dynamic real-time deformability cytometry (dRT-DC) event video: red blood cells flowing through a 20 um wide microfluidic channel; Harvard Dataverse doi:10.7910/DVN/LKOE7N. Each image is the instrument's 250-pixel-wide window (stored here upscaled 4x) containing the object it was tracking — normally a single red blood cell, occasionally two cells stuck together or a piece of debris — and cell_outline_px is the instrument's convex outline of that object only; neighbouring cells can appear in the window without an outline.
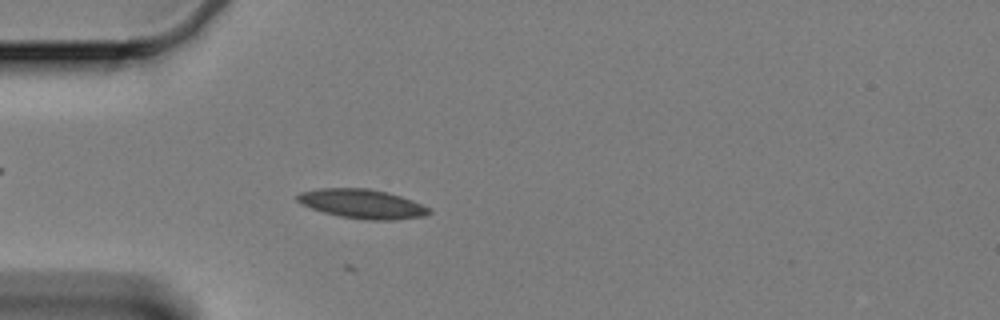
{"species": "Egyptian fruit bat (a non-hibernating species)", "species_latin": "Rousettus aegyptiacus", "temperature_condition": "cold", "stored_images_in_passage": 24, "camera_frame_rate_fps": 3000, "um_per_image_px": 0.085, "animal": {"sex": "female"}, "frame": {"image": 1, "passage_image": 11, "time_ms": 3.333, "image_size_px": [1000, 320], "cell_outline_px": [[432, 212], [424, 216], [392, 220], [368, 220], [340, 216], [324, 212], [300, 204], [296, 200], [296, 196], [300, 192], [320, 188], [368, 188], [388, 192], [412, 200], [428, 208]], "centroid_in_image_um": [30.76, 17.32], "position_along_channel_um": 54.2, "area_um2": 22.31}}
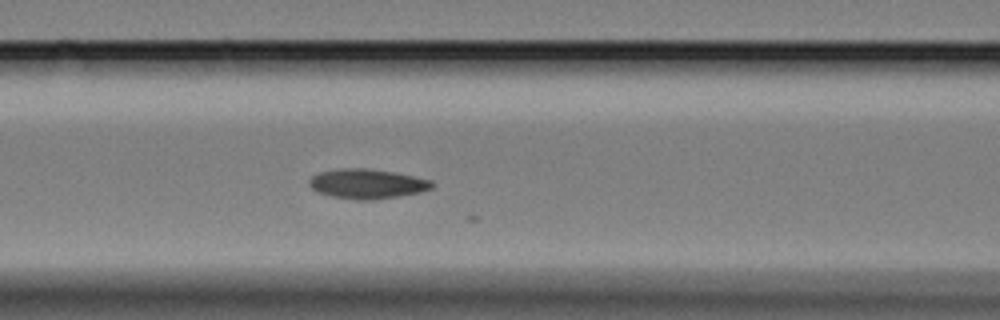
{"frame": {"image": 2, "passage_image": 19, "time_ms": 6.0, "image_size_px": [1000, 320], "cell_outline_px": [[436, 184], [432, 188], [420, 192], [400, 196], [372, 200], [356, 200], [332, 196], [316, 192], [308, 184], [308, 180], [312, 176], [320, 172], [340, 168], [364, 168], [392, 172], [432, 180]], "centroid_in_image_um": [31.2, 15.63], "position_along_channel_um": 135.4, "area_um2": 21.27}}
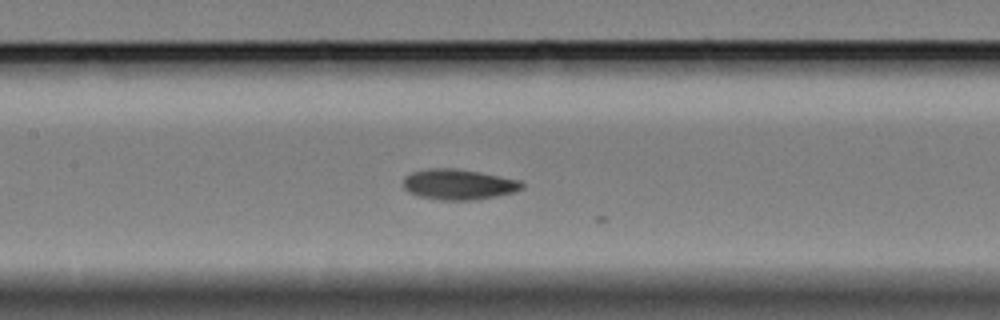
{"frame": {"image": 3, "passage_image": 22, "time_ms": 7.0, "image_size_px": [1000, 320], "cell_outline_px": [[524, 188], [516, 192], [476, 200], [440, 200], [420, 196], [408, 192], [404, 188], [404, 176], [412, 172], [428, 168], [456, 168], [480, 172], [520, 180], [524, 184]], "centroid_in_image_um": [39.0, 15.67], "position_along_channel_um": 168.4, "area_um2": 21.27}}